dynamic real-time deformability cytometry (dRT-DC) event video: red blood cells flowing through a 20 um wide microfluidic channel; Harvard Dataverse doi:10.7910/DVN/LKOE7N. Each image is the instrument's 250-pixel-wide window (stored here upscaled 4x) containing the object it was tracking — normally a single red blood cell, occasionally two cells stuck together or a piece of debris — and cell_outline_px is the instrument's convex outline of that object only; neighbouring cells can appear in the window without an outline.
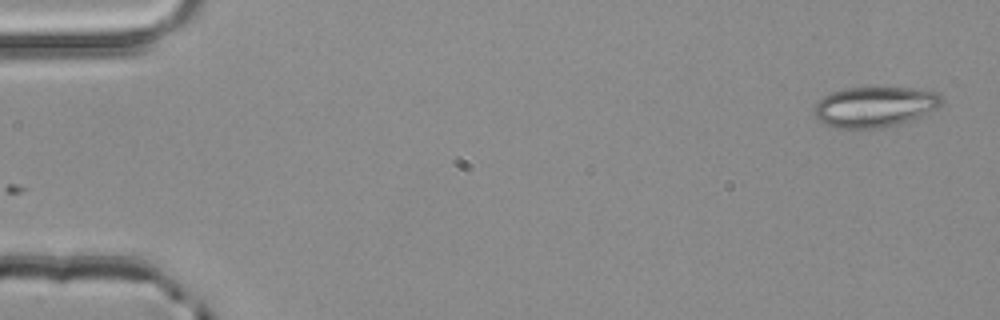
{"species": "common noctule bat (a hibernating species)", "species_latin": "Nyctalus noctula", "temperature_condition": "room temperature", "stored_images_in_passage": 4, "camera_frame_rate_fps": 3000, "um_per_image_px": 0.085, "animal": {"sex": "male", "body_mass_g": 20.4}, "frame": {"image": 1, "passage_image": 1, "time_ms": 0.0, "image_size_px": [1000, 320], "cell_outline_px": [[944, 100], [936, 108], [920, 116], [896, 124], [876, 128], [836, 128], [824, 124], [812, 112], [812, 108], [824, 96], [832, 92], [844, 88], [912, 88], [940, 92]], "centroid_in_image_um": [74.34, 9.07], "position_along_channel_um": 10.7, "area_um2": 29.82}}
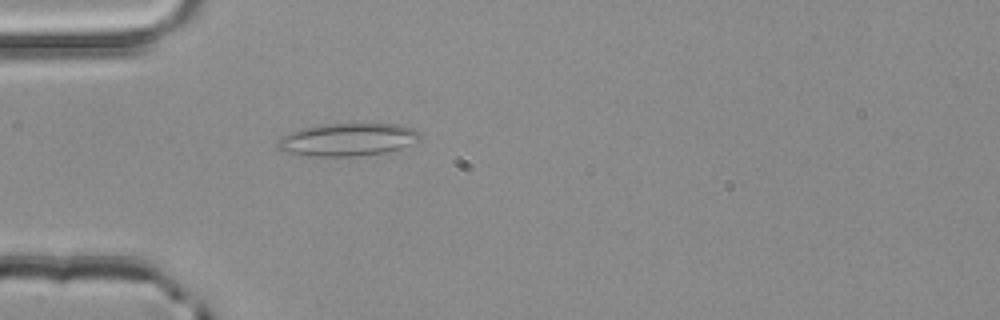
{"frame": {"image": 2, "passage_image": 4, "time_ms": 1.0, "image_size_px": [1000, 320], "cell_outline_px": [[420, 140], [400, 148], [384, 152], [352, 156], [316, 156], [288, 152], [280, 148], [276, 144], [284, 136], [292, 132], [304, 128], [328, 124], [396, 124], [416, 128], [420, 132]], "centroid_in_image_um": [29.64, 11.85], "position_along_channel_um": 55.4, "area_um2": 26.53}}